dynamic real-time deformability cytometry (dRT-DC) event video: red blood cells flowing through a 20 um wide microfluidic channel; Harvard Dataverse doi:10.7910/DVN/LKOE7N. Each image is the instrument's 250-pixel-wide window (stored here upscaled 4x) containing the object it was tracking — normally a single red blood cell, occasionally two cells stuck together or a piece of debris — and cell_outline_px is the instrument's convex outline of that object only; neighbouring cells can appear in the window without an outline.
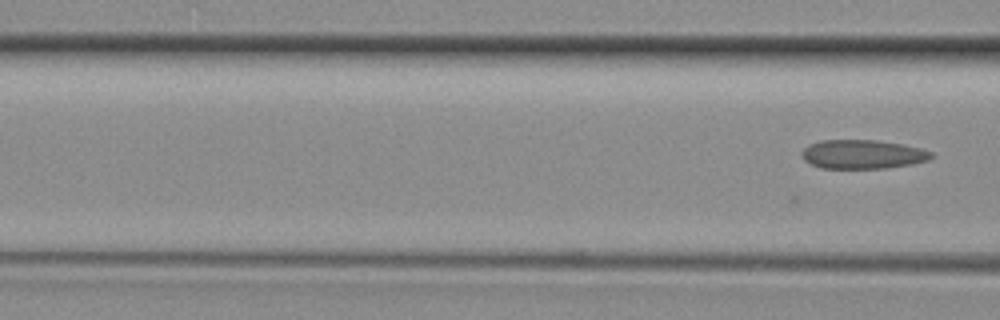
{"species": "common noctule bat (a hibernating species)", "species_latin": "Nyctalus noctula", "temperature_condition": "room temperature", "stored_images_in_passage": 6, "camera_frame_rate_fps": 3000, "um_per_image_px": 0.085, "animal": {"sex": "female", "body_mass_g": 29.2, "forearm_length_mm": 56.3}, "frame": {"image": 1, "passage_image": 6, "time_ms": 1.667, "image_size_px": [1000, 320], "cell_outline_px": [[936, 156], [928, 160], [912, 164], [888, 168], [820, 168], [804, 160], [800, 156], [800, 152], [808, 144], [820, 140], [876, 140], [904, 144], [920, 148], [932, 152]], "centroid_in_image_um": [73.32, 13.11], "position_along_channel_um": 93.3, "area_um2": 22.14}}